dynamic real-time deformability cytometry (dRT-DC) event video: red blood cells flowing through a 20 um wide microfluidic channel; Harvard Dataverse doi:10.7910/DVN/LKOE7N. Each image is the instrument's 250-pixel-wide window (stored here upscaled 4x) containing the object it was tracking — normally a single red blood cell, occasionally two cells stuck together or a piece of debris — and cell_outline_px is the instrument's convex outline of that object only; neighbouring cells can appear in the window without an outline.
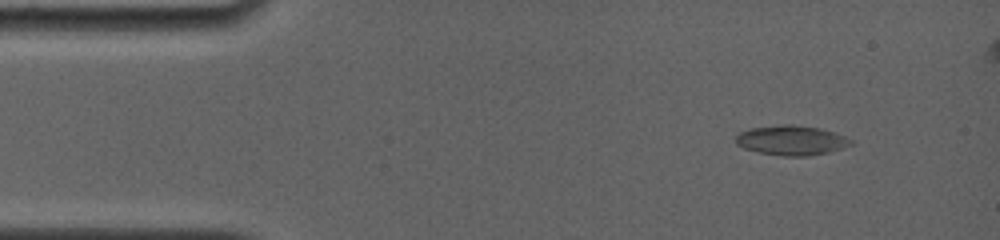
{"species": "common noctule bat (a hibernating species)", "species_latin": "Nyctalus noctula", "temperature_condition": "room temperature", "stored_images_in_passage": 57, "camera_frame_rate_fps": 4000, "um_per_image_px": 0.085, "animal": {"sex": "female", "body_mass_g": 19.0, "forearm_length_mm": 56.7}, "frame": {"image": 1, "passage_image": 8, "time_ms": 1.5, "image_size_px": [1000, 240], "cell_outline_px": [[852, 144], [828, 152], [808, 156], [784, 156], [756, 152], [744, 148], [736, 144], [736, 136], [740, 132], [752, 128], [784, 124], [792, 124], [820, 128], [836, 132], [852, 140]], "centroid_in_image_um": [67.26, 11.92], "position_along_channel_um": 17.7, "area_um2": 19.88}}
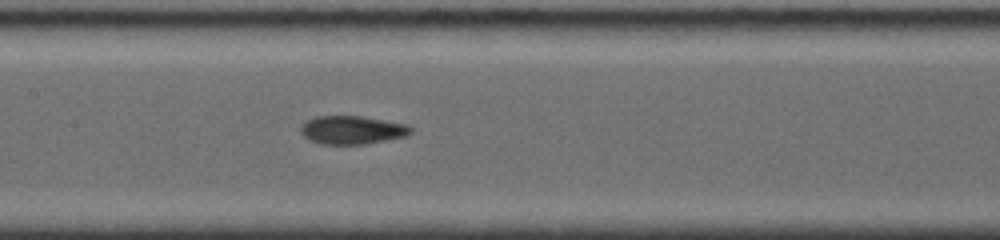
{"frame": {"image": 2, "passage_image": 36, "time_ms": 7.75, "image_size_px": [1000, 240], "cell_outline_px": [[412, 132], [408, 136], [364, 144], [320, 144], [308, 140], [300, 132], [300, 128], [308, 120], [316, 116], [360, 116], [408, 124], [412, 128]], "centroid_in_image_um": [29.95, 11.05], "position_along_channel_um": 177.5, "area_um2": 18.21}}
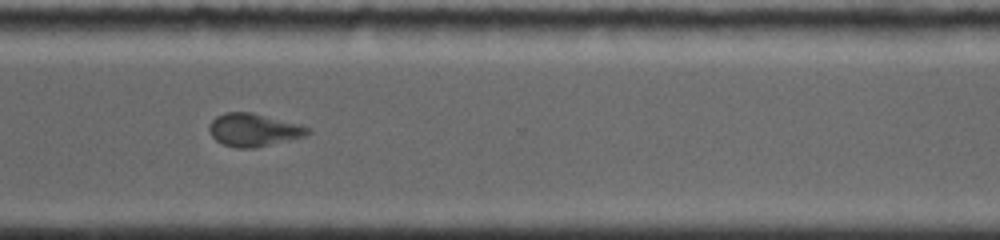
{"frame": {"image": 3, "passage_image": 56, "time_ms": 12.25, "image_size_px": [1000, 240], "cell_outline_px": [[312, 132], [304, 136], [256, 148], [236, 148], [224, 144], [216, 140], [208, 132], [208, 124], [216, 116], [224, 112], [252, 112], [300, 124], [312, 128]], "centroid_in_image_um": [21.55, 11.03], "position_along_channel_um": 349.0, "area_um2": 19.07}}